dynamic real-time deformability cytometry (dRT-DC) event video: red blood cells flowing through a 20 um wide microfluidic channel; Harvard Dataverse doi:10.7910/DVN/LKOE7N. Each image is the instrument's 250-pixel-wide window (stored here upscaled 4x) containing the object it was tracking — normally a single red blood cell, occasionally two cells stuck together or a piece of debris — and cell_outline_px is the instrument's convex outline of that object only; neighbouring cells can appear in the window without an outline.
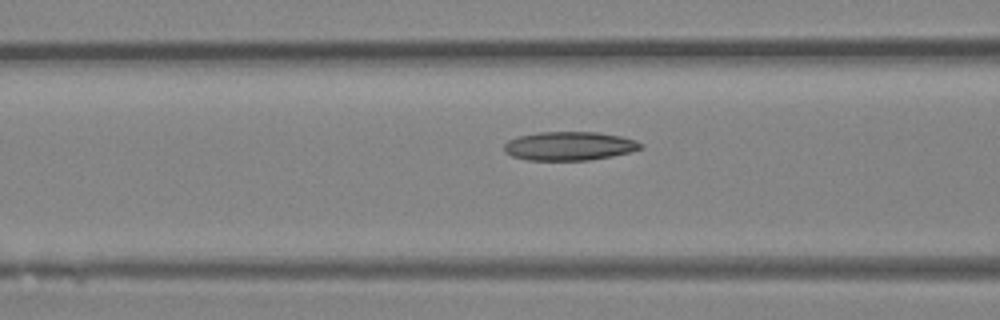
{"species": "Egyptian fruit bat (a non-hibernating species)", "species_latin": "Rousettus aegyptiacus", "temperature_condition": "room temperature", "stored_images_in_passage": 16, "camera_frame_rate_fps": 3000, "um_per_image_px": 0.085, "animal": {"sex": "female"}, "frame": {"image": 1, "passage_image": 14, "time_ms": 4.333, "image_size_px": [1000, 320], "cell_outline_px": [[644, 148], [612, 156], [588, 160], [528, 160], [512, 156], [504, 152], [504, 144], [508, 140], [516, 136], [540, 132], [600, 132], [620, 136], [636, 140], [644, 144]], "centroid_in_image_um": [48.39, 12.4], "position_along_channel_um": 118.2, "area_um2": 23.0}}